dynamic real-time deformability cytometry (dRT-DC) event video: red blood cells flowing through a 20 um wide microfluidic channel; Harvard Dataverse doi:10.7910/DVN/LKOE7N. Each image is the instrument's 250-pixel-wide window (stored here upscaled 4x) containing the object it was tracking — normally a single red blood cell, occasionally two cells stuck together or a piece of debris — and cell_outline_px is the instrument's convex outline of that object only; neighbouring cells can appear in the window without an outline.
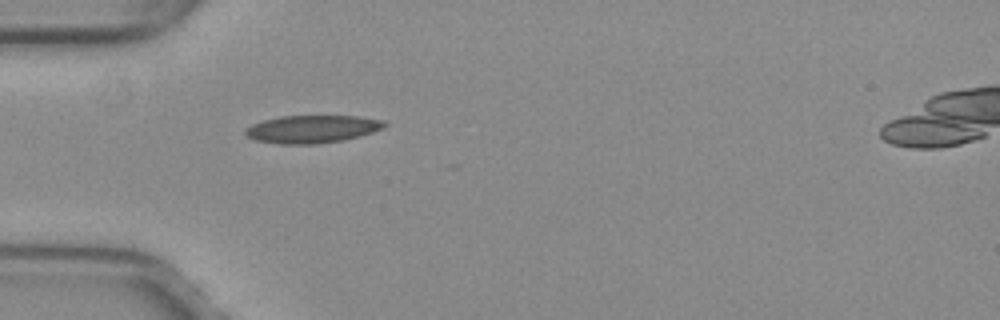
{"species": "common noctule bat (a hibernating species)", "species_latin": "Nyctalus noctula", "temperature_condition": "warm", "stored_images_in_passage": 13, "camera_frame_rate_fps": 3000, "um_per_image_px": 0.085, "animal": {"sex": "female", "body_mass_g": 29.2, "forearm_length_mm": 56.3}, "frame": {"image": 1, "passage_image": 1, "time_ms": 0.0, "image_size_px": [1000, 320], "cell_outline_px": [[388, 124], [384, 128], [360, 136], [344, 140], [316, 144], [280, 144], [256, 140], [248, 136], [244, 132], [244, 128], [252, 124], [264, 120], [280, 116], [360, 116], [384, 120]], "centroid_in_image_um": [26.56, 10.97], "position_along_channel_um": 58.4, "area_um2": 22.6}}
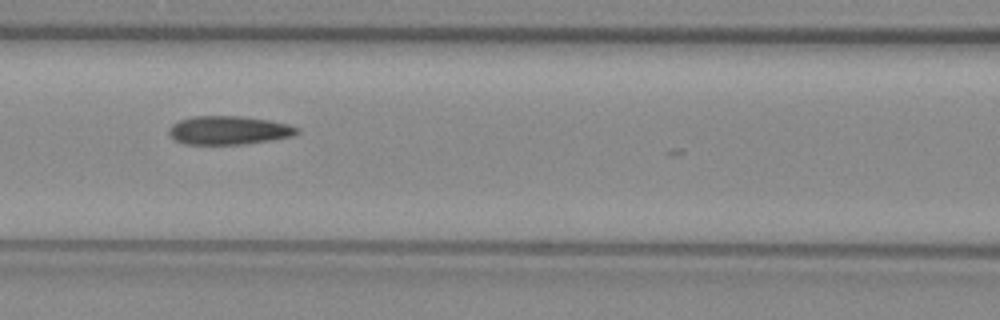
{"frame": {"image": 2, "passage_image": 8, "time_ms": 2.333, "image_size_px": [1000, 320], "cell_outline_px": [[300, 132], [296, 136], [244, 144], [184, 144], [176, 140], [168, 132], [168, 128], [172, 124], [180, 120], [192, 116], [240, 116], [268, 120], [288, 124], [296, 128]], "centroid_in_image_um": [19.44, 11.07], "position_along_channel_um": 147.2, "area_um2": 21.27}}
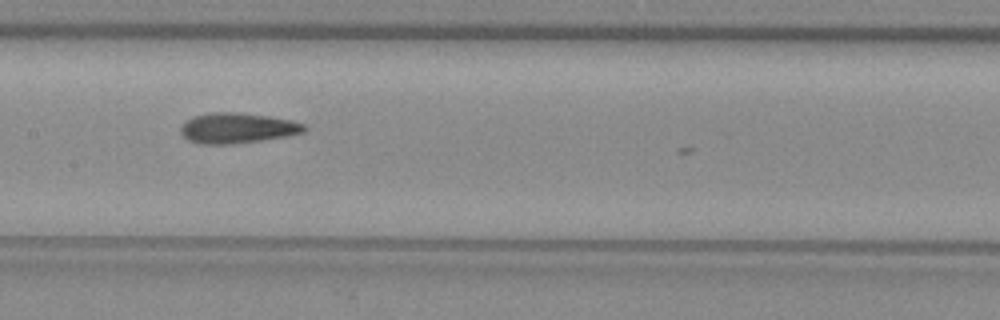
{"frame": {"image": 3, "passage_image": 11, "time_ms": 3.333, "image_size_px": [1000, 320], "cell_outline_px": [[308, 128], [304, 132], [288, 136], [232, 144], [200, 144], [188, 140], [180, 132], [180, 128], [192, 116], [212, 112], [236, 112], [268, 116], [292, 120], [304, 124]], "centroid_in_image_um": [20.19, 10.88], "position_along_channel_um": 187.2, "area_um2": 21.85}}